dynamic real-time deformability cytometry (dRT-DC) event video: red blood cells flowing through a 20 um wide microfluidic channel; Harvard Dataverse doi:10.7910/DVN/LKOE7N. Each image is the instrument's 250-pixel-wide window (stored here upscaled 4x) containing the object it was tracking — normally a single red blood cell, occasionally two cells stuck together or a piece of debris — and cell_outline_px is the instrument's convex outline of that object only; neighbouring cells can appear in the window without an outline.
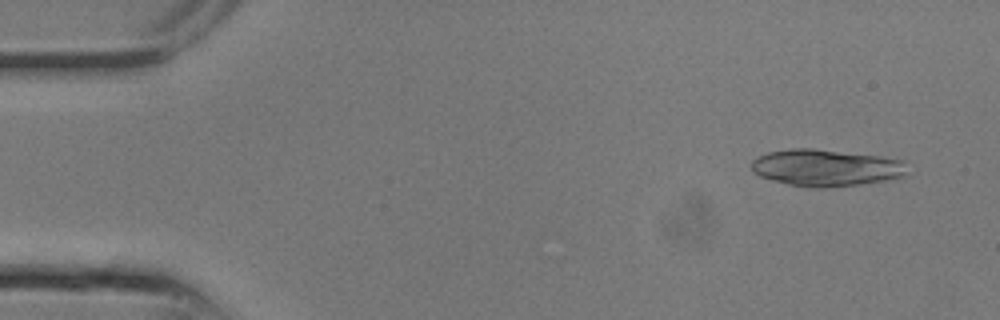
{"species": "common noctule bat (a hibernating species)", "species_latin": "Nyctalus noctula", "temperature_condition": "room temperature", "stored_images_in_passage": 16, "camera_frame_rate_fps": 3000, "um_per_image_px": 0.085, "animal": {"sex": "male", "body_mass_g": 13.3}, "frame": {"image": 1, "passage_image": 2, "time_ms": 0.333, "image_size_px": [1000, 320], "cell_outline_px": [[908, 176], [860, 184], [832, 188], [808, 188], [788, 184], [772, 180], [760, 176], [752, 172], [752, 160], [768, 152], [792, 148], [812, 148], [876, 156], [904, 160], [908, 172]], "centroid_in_image_um": [70.22, 14.27], "position_along_channel_um": 14.8, "area_um2": 33.58}}
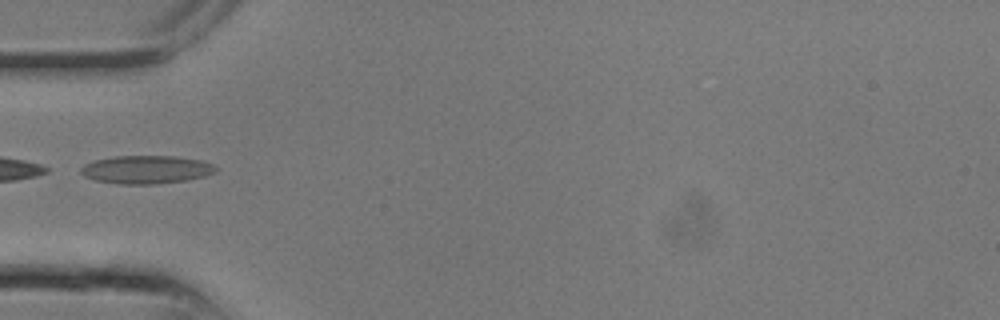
{"frame": {"image": 2, "passage_image": 8, "time_ms": 2.333, "image_size_px": [1000, 320], "cell_outline_px": [[216, 172], [204, 176], [188, 180], [156, 184], [120, 184], [96, 180], [84, 176], [80, 172], [80, 168], [84, 164], [96, 160], [112, 156], [176, 156], [204, 160], [212, 164], [216, 168]], "centroid_in_image_um": [12.45, 14.41], "position_along_channel_um": 72.6, "area_um2": 22.25}}
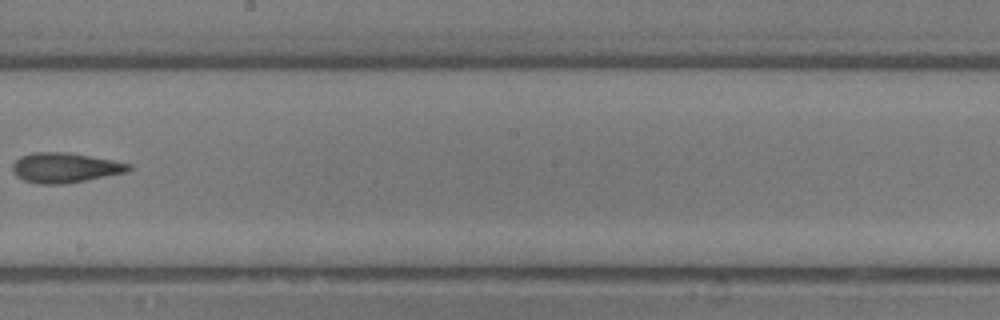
{"frame": {"image": 3, "passage_image": 14, "time_ms": 4.333, "image_size_px": [1000, 320], "cell_outline_px": [[132, 168], [128, 172], [64, 184], [36, 184], [24, 180], [16, 176], [12, 172], [12, 164], [20, 156], [32, 152], [68, 152], [112, 160], [132, 164]], "centroid_in_image_um": [5.5, 14.25], "position_along_channel_um": 242.7, "area_um2": 20.4}}